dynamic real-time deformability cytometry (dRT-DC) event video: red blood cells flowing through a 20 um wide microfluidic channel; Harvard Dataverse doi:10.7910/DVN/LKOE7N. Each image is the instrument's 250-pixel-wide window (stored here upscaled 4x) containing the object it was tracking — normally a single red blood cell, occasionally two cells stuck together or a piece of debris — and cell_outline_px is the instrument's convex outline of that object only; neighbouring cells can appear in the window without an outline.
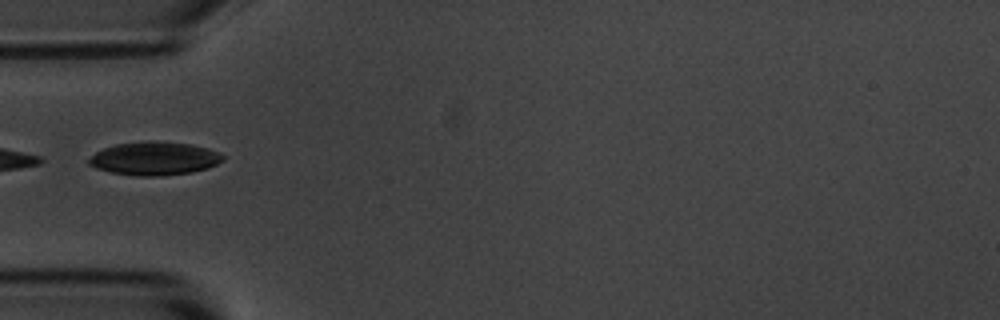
{"species": "common noctule bat (a hibernating species)", "species_latin": "Nyctalus noctula", "temperature_condition": "room temperature", "stored_images_in_passage": 5, "camera_frame_rate_fps": 3000, "um_per_image_px": 0.085, "animal": {"sex": "male", "body_mass_g": 20.1, "forearm_length_mm": 53.5}, "frame": {"image": 1, "passage_image": 5, "time_ms": 4.333, "image_size_px": [1000, 320], "cell_outline_px": [[224, 160], [208, 168], [192, 172], [160, 176], [136, 176], [112, 172], [96, 168], [88, 164], [88, 160], [96, 152], [104, 148], [116, 144], [152, 140], [156, 140], [192, 144], [208, 148], [220, 152], [224, 156]], "centroid_in_image_um": [13.16, 13.46], "position_along_channel_um": 71.8, "area_um2": 26.18}}